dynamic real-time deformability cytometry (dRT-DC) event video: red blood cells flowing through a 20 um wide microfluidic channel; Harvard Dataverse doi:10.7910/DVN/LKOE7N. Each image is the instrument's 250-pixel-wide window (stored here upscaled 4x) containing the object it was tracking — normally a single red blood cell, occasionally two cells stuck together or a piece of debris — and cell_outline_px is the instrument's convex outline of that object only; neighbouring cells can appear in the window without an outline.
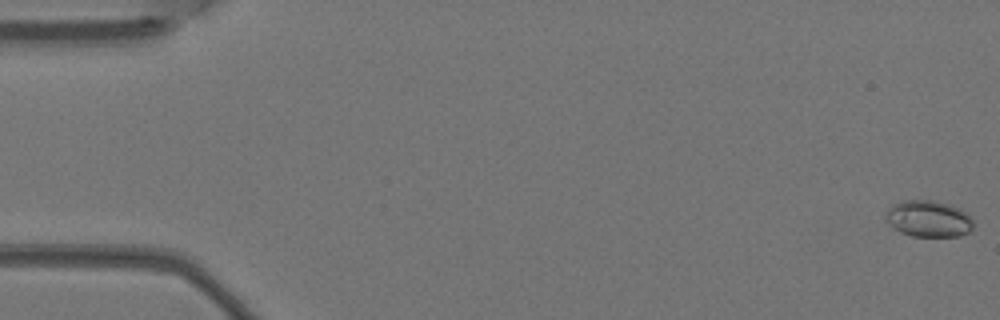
{"species": "Egyptian fruit bat (a non-hibernating species)", "species_latin": "Rousettus aegyptiacus", "temperature_condition": "warm", "stored_images_in_passage": 7, "camera_frame_rate_fps": 3000, "um_per_image_px": 0.085, "animal": {"sex": "female"}, "frame": {"image": 1, "passage_image": 1, "time_ms": 0.0, "image_size_px": [1000, 320], "cell_outline_px": [[972, 228], [968, 232], [960, 236], [912, 236], [900, 232], [892, 228], [884, 216], [884, 212], [892, 204], [904, 200], [928, 200], [948, 204], [968, 212], [972, 220]], "centroid_in_image_um": [78.88, 18.59], "position_along_channel_um": 6.1, "area_um2": 18.73}}
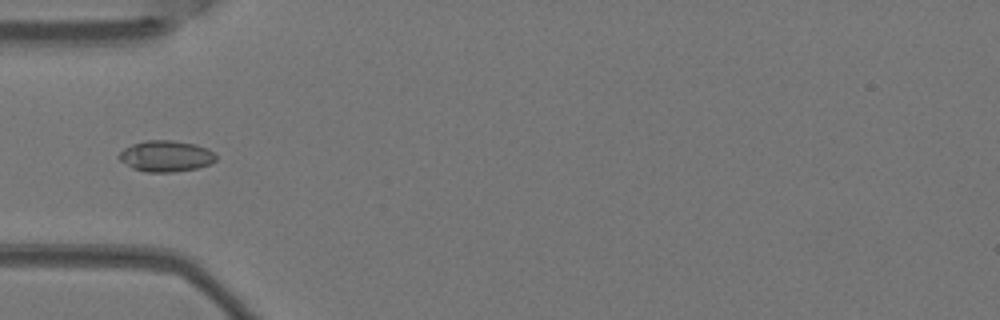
{"frame": {"image": 2, "passage_image": 6, "time_ms": 1.667, "image_size_px": [1000, 320], "cell_outline_px": [[216, 160], [208, 164], [196, 168], [176, 172], [144, 172], [132, 168], [120, 160], [116, 156], [124, 148], [132, 144], [144, 140], [172, 140], [196, 144], [208, 148], [216, 156]], "centroid_in_image_um": [14.07, 13.26], "position_along_channel_um": 70.9, "area_um2": 17.69}}